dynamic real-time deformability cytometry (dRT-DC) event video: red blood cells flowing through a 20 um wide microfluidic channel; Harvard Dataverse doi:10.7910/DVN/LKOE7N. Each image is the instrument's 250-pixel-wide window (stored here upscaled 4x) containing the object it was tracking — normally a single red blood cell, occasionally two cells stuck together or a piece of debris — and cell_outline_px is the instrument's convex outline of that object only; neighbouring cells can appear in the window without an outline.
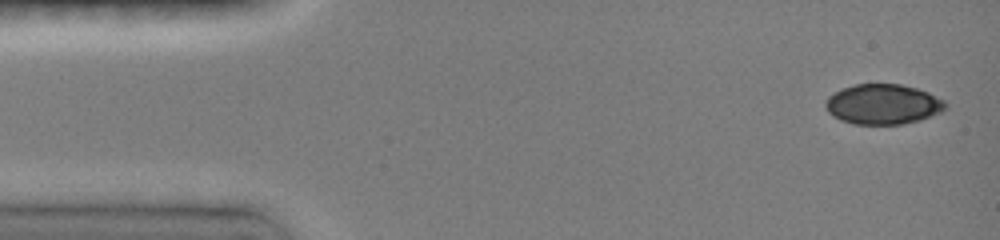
{"species": "common noctule bat (a hibernating species)", "species_latin": "Nyctalus noctula", "temperature_condition": "room temperature", "stored_images_in_passage": 13, "camera_frame_rate_fps": 3000, "um_per_image_px": 0.085, "animal": {"sex": "female", "body_mass_g": 19.0, "forearm_length_mm": 51.5}, "frame": {"image": 1, "passage_image": 1, "time_ms": 0.0, "image_size_px": [1000, 240], "cell_outline_px": [[948, 108], [940, 112], [920, 120], [900, 124], [856, 124], [840, 120], [832, 116], [828, 112], [824, 104], [828, 96], [844, 88], [856, 84], [900, 84], [916, 88], [928, 92], [944, 100], [948, 104]], "centroid_in_image_um": [75.06, 8.86], "position_along_channel_um": 9.9, "area_um2": 28.03}}